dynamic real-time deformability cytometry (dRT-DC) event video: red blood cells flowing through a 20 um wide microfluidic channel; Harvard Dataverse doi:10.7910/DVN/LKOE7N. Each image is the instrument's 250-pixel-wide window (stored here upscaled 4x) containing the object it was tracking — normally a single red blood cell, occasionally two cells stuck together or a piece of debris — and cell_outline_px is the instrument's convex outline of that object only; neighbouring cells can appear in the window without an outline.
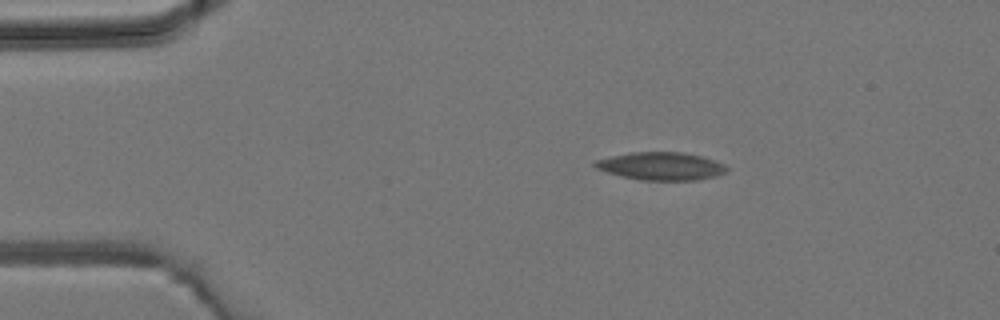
{"species": "common noctule bat (a hibernating species)", "species_latin": "Nyctalus noctula", "temperature_condition": "room temperature", "stored_images_in_passage": 3, "camera_frame_rate_fps": 3000, "um_per_image_px": 0.085, "animal": {"sex": "male", "body_mass_g": 19.2, "forearm_length_mm": 51.8}, "frame": {"image": 1, "passage_image": 3, "time_ms": 3.0, "image_size_px": [1000, 320], "cell_outline_px": [[728, 172], [716, 176], [696, 180], [640, 180], [608, 172], [596, 168], [592, 164], [596, 160], [612, 156], [632, 152], [684, 152], [704, 156], [716, 160], [724, 164], [728, 168]], "centroid_in_image_um": [56.26, 14.11], "position_along_channel_um": 28.7, "area_um2": 21.44}}